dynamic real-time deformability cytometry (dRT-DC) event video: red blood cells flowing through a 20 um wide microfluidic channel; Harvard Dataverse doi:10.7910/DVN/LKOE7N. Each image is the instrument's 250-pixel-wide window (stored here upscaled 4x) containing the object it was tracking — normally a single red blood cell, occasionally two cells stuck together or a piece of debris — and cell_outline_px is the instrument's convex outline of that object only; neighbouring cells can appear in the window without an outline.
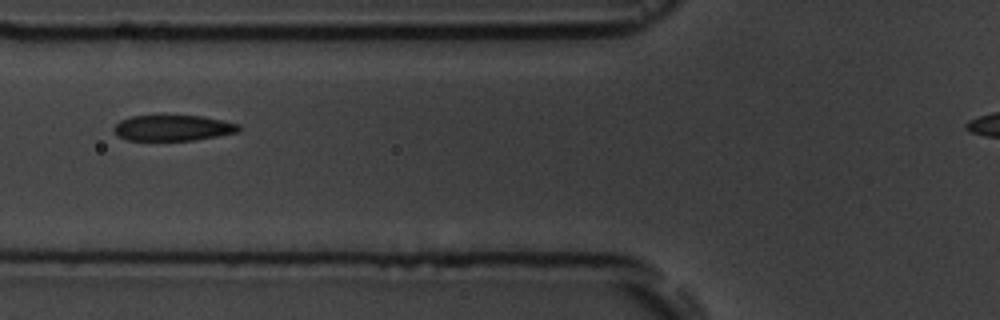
{"species": "common noctule bat (a hibernating species)", "species_latin": "Nyctalus noctula", "temperature_condition": "room temperature", "stored_images_in_passage": 4, "camera_frame_rate_fps": 3000, "um_per_image_px": 0.085, "animal": {"sex": "male", "body_mass_g": 19.5, "forearm_length_mm": 54.6}, "frame": {"image": 1, "passage_image": 2, "time_ms": 1.333, "image_size_px": [1000, 320], "cell_outline_px": [[240, 128], [236, 132], [216, 136], [192, 140], [128, 140], [116, 136], [112, 128], [120, 120], [132, 116], [204, 116], [224, 120], [240, 124]], "centroid_in_image_um": [14.67, 10.87], "position_along_channel_um": 111.1, "area_um2": 18.67}}
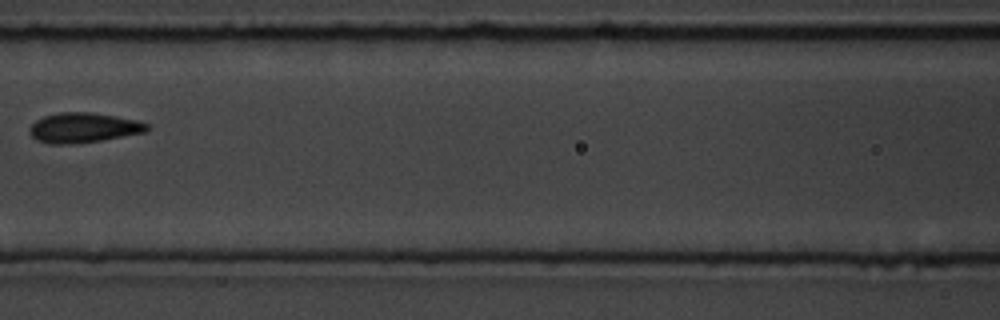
{"frame": {"image": 2, "passage_image": 3, "time_ms": 2.667, "image_size_px": [1000, 320], "cell_outline_px": [[148, 128], [144, 132], [100, 140], [72, 144], [52, 144], [36, 140], [28, 132], [28, 128], [36, 120], [44, 116], [60, 112], [92, 112], [116, 116], [136, 120], [148, 124]], "centroid_in_image_um": [7.04, 10.85], "position_along_channel_um": 159.6, "area_um2": 20.35}}
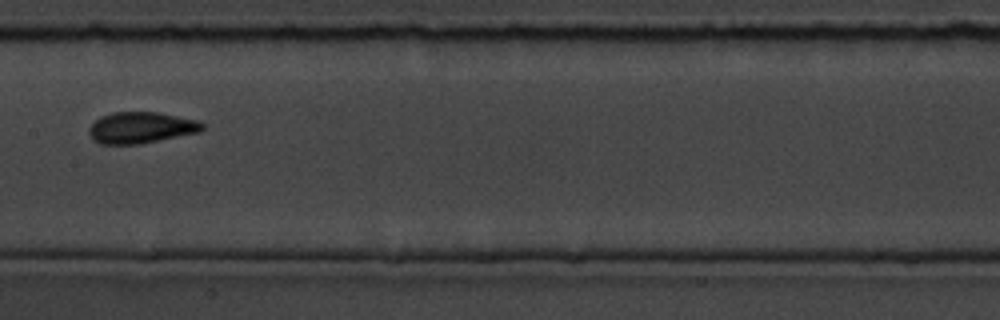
{"frame": {"image": 3, "passage_image": 4, "time_ms": 3.667, "image_size_px": [1000, 320], "cell_outline_px": [[204, 128], [200, 132], [140, 144], [100, 144], [92, 140], [88, 132], [88, 128], [100, 116], [112, 112], [156, 112], [196, 120], [204, 124]], "centroid_in_image_um": [11.95, 10.86], "position_along_channel_um": 195.5, "area_um2": 20.69}}